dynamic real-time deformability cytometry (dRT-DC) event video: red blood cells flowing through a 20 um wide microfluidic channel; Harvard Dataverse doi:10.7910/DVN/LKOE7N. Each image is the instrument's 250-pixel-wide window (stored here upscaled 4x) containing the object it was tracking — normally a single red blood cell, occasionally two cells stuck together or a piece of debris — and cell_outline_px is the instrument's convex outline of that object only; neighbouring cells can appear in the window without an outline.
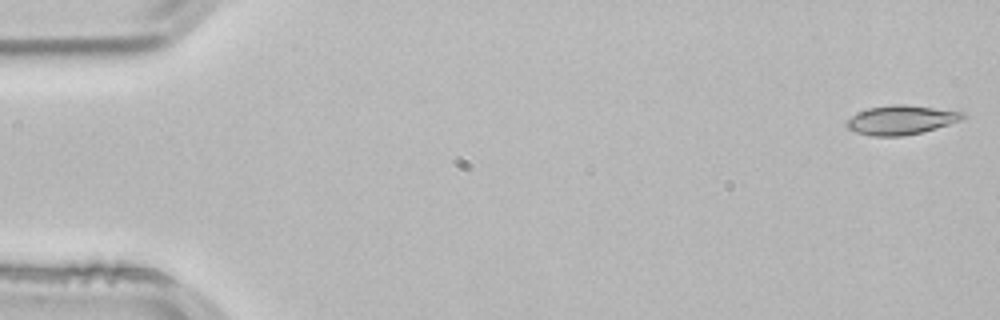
{"species": "common noctule bat (a hibernating species)", "species_latin": "Nyctalus noctula", "temperature_condition": "room temperature", "stored_images_in_passage": 53, "camera_frame_rate_fps": 3000, "um_per_image_px": 0.085, "animal": {"sex": "male", "body_mass_g": 21.5, "forearm_length_mm": 52.0}, "frame": {"image": 1, "passage_image": 1, "time_ms": 0.0, "image_size_px": [1000, 320], "cell_outline_px": [[964, 116], [960, 120], [936, 128], [920, 132], [900, 136], [872, 136], [856, 132], [848, 128], [848, 120], [852, 116], [868, 108], [896, 104], [904, 104], [964, 112]], "centroid_in_image_um": [76.58, 10.19], "position_along_channel_um": 8.4, "area_um2": 19.19}}
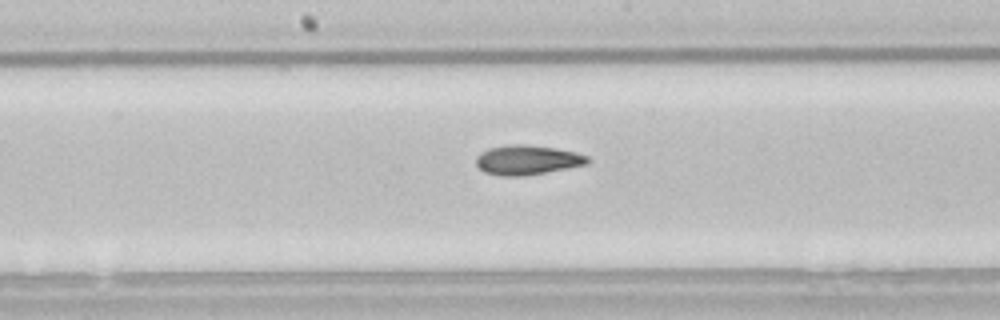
{"frame": {"image": 2, "passage_image": 27, "time_ms": 8.667, "image_size_px": [1000, 320], "cell_outline_px": [[592, 160], [588, 164], [568, 168], [524, 176], [500, 176], [484, 172], [476, 164], [476, 156], [480, 152], [488, 148], [512, 144], [528, 144], [556, 148], [576, 152], [588, 156]], "centroid_in_image_um": [44.83, 13.59], "position_along_channel_um": 203.4, "area_um2": 19.48}}
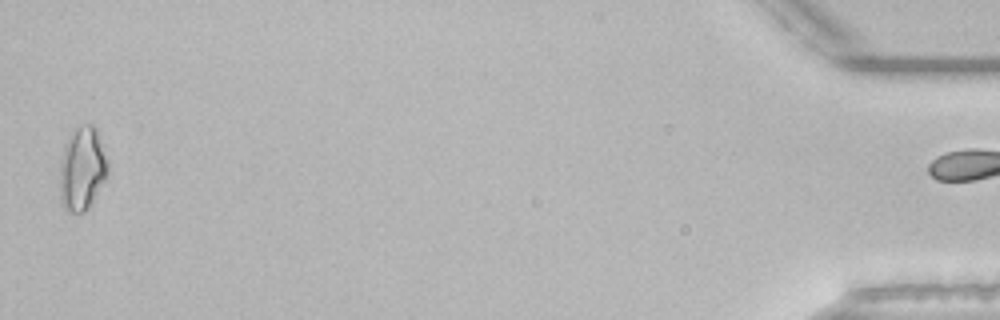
{"frame": {"image": 3, "passage_image": 52, "time_ms": 17.0, "image_size_px": [1000, 320], "cell_outline_px": [[108, 176], [88, 208], [84, 212], [68, 212], [64, 208], [60, 200], [60, 160], [64, 144], [72, 128], [88, 124], [92, 124], [96, 128], [108, 160]], "centroid_in_image_um": [6.98, 14.32], "position_along_channel_um": 428.2, "area_um2": 23.76}, "authors_computed_cell_mechanics": {"area_um2": 18.785, "velocity_mm_per_s": 3.8504, "shape_relaxation_time_tau1_ms": 9.2313, "shape_relaxation_time_tau2_ms": 3.5582, "deformation_change_tau1": 0.2, "deformation_change_tau2": 0.1018}}